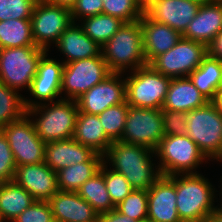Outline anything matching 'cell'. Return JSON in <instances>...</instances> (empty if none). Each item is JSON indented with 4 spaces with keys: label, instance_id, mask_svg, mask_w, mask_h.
<instances>
[{
    "label": "cell",
    "instance_id": "cell-40",
    "mask_svg": "<svg viewBox=\"0 0 222 222\" xmlns=\"http://www.w3.org/2000/svg\"><path fill=\"white\" fill-rule=\"evenodd\" d=\"M164 135H185L187 119L185 112L162 110Z\"/></svg>",
    "mask_w": 222,
    "mask_h": 222
},
{
    "label": "cell",
    "instance_id": "cell-21",
    "mask_svg": "<svg viewBox=\"0 0 222 222\" xmlns=\"http://www.w3.org/2000/svg\"><path fill=\"white\" fill-rule=\"evenodd\" d=\"M143 51L147 64L171 49L182 35L166 24L150 19L145 13L140 18Z\"/></svg>",
    "mask_w": 222,
    "mask_h": 222
},
{
    "label": "cell",
    "instance_id": "cell-14",
    "mask_svg": "<svg viewBox=\"0 0 222 222\" xmlns=\"http://www.w3.org/2000/svg\"><path fill=\"white\" fill-rule=\"evenodd\" d=\"M48 52L41 58L37 73L32 80L30 95L35 99H26L24 97V105L26 110L44 103L56 102L63 99L61 95L62 71L64 63L56 61L53 58H47ZM62 97V98H61ZM39 101H35V100ZM56 99V100H55ZM45 101V102H44ZM47 101V102H46Z\"/></svg>",
    "mask_w": 222,
    "mask_h": 222
},
{
    "label": "cell",
    "instance_id": "cell-2",
    "mask_svg": "<svg viewBox=\"0 0 222 222\" xmlns=\"http://www.w3.org/2000/svg\"><path fill=\"white\" fill-rule=\"evenodd\" d=\"M200 173L176 175V208L183 222H209L216 211L215 189Z\"/></svg>",
    "mask_w": 222,
    "mask_h": 222
},
{
    "label": "cell",
    "instance_id": "cell-5",
    "mask_svg": "<svg viewBox=\"0 0 222 222\" xmlns=\"http://www.w3.org/2000/svg\"><path fill=\"white\" fill-rule=\"evenodd\" d=\"M161 175L198 173L204 160H209L196 143L185 135H165L155 150Z\"/></svg>",
    "mask_w": 222,
    "mask_h": 222
},
{
    "label": "cell",
    "instance_id": "cell-42",
    "mask_svg": "<svg viewBox=\"0 0 222 222\" xmlns=\"http://www.w3.org/2000/svg\"><path fill=\"white\" fill-rule=\"evenodd\" d=\"M99 222H139L129 216L123 215L115 208L109 212L101 213Z\"/></svg>",
    "mask_w": 222,
    "mask_h": 222
},
{
    "label": "cell",
    "instance_id": "cell-11",
    "mask_svg": "<svg viewBox=\"0 0 222 222\" xmlns=\"http://www.w3.org/2000/svg\"><path fill=\"white\" fill-rule=\"evenodd\" d=\"M162 110L129 106L119 141L156 150L164 135Z\"/></svg>",
    "mask_w": 222,
    "mask_h": 222
},
{
    "label": "cell",
    "instance_id": "cell-28",
    "mask_svg": "<svg viewBox=\"0 0 222 222\" xmlns=\"http://www.w3.org/2000/svg\"><path fill=\"white\" fill-rule=\"evenodd\" d=\"M188 77L195 87L211 101L216 91L222 86V61L207 54L199 67Z\"/></svg>",
    "mask_w": 222,
    "mask_h": 222
},
{
    "label": "cell",
    "instance_id": "cell-10",
    "mask_svg": "<svg viewBox=\"0 0 222 222\" xmlns=\"http://www.w3.org/2000/svg\"><path fill=\"white\" fill-rule=\"evenodd\" d=\"M207 55V47L200 42L181 38L171 49L154 58L149 65L164 76L187 77Z\"/></svg>",
    "mask_w": 222,
    "mask_h": 222
},
{
    "label": "cell",
    "instance_id": "cell-6",
    "mask_svg": "<svg viewBox=\"0 0 222 222\" xmlns=\"http://www.w3.org/2000/svg\"><path fill=\"white\" fill-rule=\"evenodd\" d=\"M47 52L37 46L1 48L0 82L16 91L29 90L39 62Z\"/></svg>",
    "mask_w": 222,
    "mask_h": 222
},
{
    "label": "cell",
    "instance_id": "cell-9",
    "mask_svg": "<svg viewBox=\"0 0 222 222\" xmlns=\"http://www.w3.org/2000/svg\"><path fill=\"white\" fill-rule=\"evenodd\" d=\"M111 73L102 54L64 64L61 94L63 92L66 96L63 99L76 101Z\"/></svg>",
    "mask_w": 222,
    "mask_h": 222
},
{
    "label": "cell",
    "instance_id": "cell-35",
    "mask_svg": "<svg viewBox=\"0 0 222 222\" xmlns=\"http://www.w3.org/2000/svg\"><path fill=\"white\" fill-rule=\"evenodd\" d=\"M103 14L119 18L124 23L140 20L144 12L135 0H103Z\"/></svg>",
    "mask_w": 222,
    "mask_h": 222
},
{
    "label": "cell",
    "instance_id": "cell-15",
    "mask_svg": "<svg viewBox=\"0 0 222 222\" xmlns=\"http://www.w3.org/2000/svg\"><path fill=\"white\" fill-rule=\"evenodd\" d=\"M122 74L112 72L79 97L76 100L79 112L99 115L105 109L125 102L126 82Z\"/></svg>",
    "mask_w": 222,
    "mask_h": 222
},
{
    "label": "cell",
    "instance_id": "cell-48",
    "mask_svg": "<svg viewBox=\"0 0 222 222\" xmlns=\"http://www.w3.org/2000/svg\"><path fill=\"white\" fill-rule=\"evenodd\" d=\"M214 160L222 162V148H221L220 154Z\"/></svg>",
    "mask_w": 222,
    "mask_h": 222
},
{
    "label": "cell",
    "instance_id": "cell-23",
    "mask_svg": "<svg viewBox=\"0 0 222 222\" xmlns=\"http://www.w3.org/2000/svg\"><path fill=\"white\" fill-rule=\"evenodd\" d=\"M56 47L64 56V64L101 55V47L76 22H72L59 37Z\"/></svg>",
    "mask_w": 222,
    "mask_h": 222
},
{
    "label": "cell",
    "instance_id": "cell-3",
    "mask_svg": "<svg viewBox=\"0 0 222 222\" xmlns=\"http://www.w3.org/2000/svg\"><path fill=\"white\" fill-rule=\"evenodd\" d=\"M101 54L111 72L123 73L148 65L144 56L140 20L124 23L102 47Z\"/></svg>",
    "mask_w": 222,
    "mask_h": 222
},
{
    "label": "cell",
    "instance_id": "cell-20",
    "mask_svg": "<svg viewBox=\"0 0 222 222\" xmlns=\"http://www.w3.org/2000/svg\"><path fill=\"white\" fill-rule=\"evenodd\" d=\"M48 203L55 222H99V213L77 192L59 190Z\"/></svg>",
    "mask_w": 222,
    "mask_h": 222
},
{
    "label": "cell",
    "instance_id": "cell-36",
    "mask_svg": "<svg viewBox=\"0 0 222 222\" xmlns=\"http://www.w3.org/2000/svg\"><path fill=\"white\" fill-rule=\"evenodd\" d=\"M108 162L104 163V179L110 199L116 206L123 201L133 190L129 182L122 174H119L111 168H107Z\"/></svg>",
    "mask_w": 222,
    "mask_h": 222
},
{
    "label": "cell",
    "instance_id": "cell-47",
    "mask_svg": "<svg viewBox=\"0 0 222 222\" xmlns=\"http://www.w3.org/2000/svg\"><path fill=\"white\" fill-rule=\"evenodd\" d=\"M209 222H222V213L216 209V211L211 215Z\"/></svg>",
    "mask_w": 222,
    "mask_h": 222
},
{
    "label": "cell",
    "instance_id": "cell-29",
    "mask_svg": "<svg viewBox=\"0 0 222 222\" xmlns=\"http://www.w3.org/2000/svg\"><path fill=\"white\" fill-rule=\"evenodd\" d=\"M77 193L86 200L99 215L115 208L105 184L104 163L101 165L100 171L82 184Z\"/></svg>",
    "mask_w": 222,
    "mask_h": 222
},
{
    "label": "cell",
    "instance_id": "cell-26",
    "mask_svg": "<svg viewBox=\"0 0 222 222\" xmlns=\"http://www.w3.org/2000/svg\"><path fill=\"white\" fill-rule=\"evenodd\" d=\"M103 155L95 153L87 162L76 163L56 172L60 191L77 192L82 184L100 171Z\"/></svg>",
    "mask_w": 222,
    "mask_h": 222
},
{
    "label": "cell",
    "instance_id": "cell-30",
    "mask_svg": "<svg viewBox=\"0 0 222 222\" xmlns=\"http://www.w3.org/2000/svg\"><path fill=\"white\" fill-rule=\"evenodd\" d=\"M25 46H36L31 19L0 21V49Z\"/></svg>",
    "mask_w": 222,
    "mask_h": 222
},
{
    "label": "cell",
    "instance_id": "cell-12",
    "mask_svg": "<svg viewBox=\"0 0 222 222\" xmlns=\"http://www.w3.org/2000/svg\"><path fill=\"white\" fill-rule=\"evenodd\" d=\"M1 131L7 137L16 167L45 161L46 143L36 134L32 119L27 114L4 126Z\"/></svg>",
    "mask_w": 222,
    "mask_h": 222
},
{
    "label": "cell",
    "instance_id": "cell-38",
    "mask_svg": "<svg viewBox=\"0 0 222 222\" xmlns=\"http://www.w3.org/2000/svg\"><path fill=\"white\" fill-rule=\"evenodd\" d=\"M12 222H55L48 201H34Z\"/></svg>",
    "mask_w": 222,
    "mask_h": 222
},
{
    "label": "cell",
    "instance_id": "cell-33",
    "mask_svg": "<svg viewBox=\"0 0 222 222\" xmlns=\"http://www.w3.org/2000/svg\"><path fill=\"white\" fill-rule=\"evenodd\" d=\"M129 105L127 102L109 107L98 115L106 135L112 141H119L124 130Z\"/></svg>",
    "mask_w": 222,
    "mask_h": 222
},
{
    "label": "cell",
    "instance_id": "cell-17",
    "mask_svg": "<svg viewBox=\"0 0 222 222\" xmlns=\"http://www.w3.org/2000/svg\"><path fill=\"white\" fill-rule=\"evenodd\" d=\"M13 181L24 187L35 201H49L59 191L56 172L45 162L17 166Z\"/></svg>",
    "mask_w": 222,
    "mask_h": 222
},
{
    "label": "cell",
    "instance_id": "cell-44",
    "mask_svg": "<svg viewBox=\"0 0 222 222\" xmlns=\"http://www.w3.org/2000/svg\"><path fill=\"white\" fill-rule=\"evenodd\" d=\"M43 1L56 6L66 7L70 10L76 2V0H43Z\"/></svg>",
    "mask_w": 222,
    "mask_h": 222
},
{
    "label": "cell",
    "instance_id": "cell-45",
    "mask_svg": "<svg viewBox=\"0 0 222 222\" xmlns=\"http://www.w3.org/2000/svg\"><path fill=\"white\" fill-rule=\"evenodd\" d=\"M217 110L222 114V86L215 93L214 98L211 100Z\"/></svg>",
    "mask_w": 222,
    "mask_h": 222
},
{
    "label": "cell",
    "instance_id": "cell-19",
    "mask_svg": "<svg viewBox=\"0 0 222 222\" xmlns=\"http://www.w3.org/2000/svg\"><path fill=\"white\" fill-rule=\"evenodd\" d=\"M221 30L222 0H204L182 37L207 47Z\"/></svg>",
    "mask_w": 222,
    "mask_h": 222
},
{
    "label": "cell",
    "instance_id": "cell-37",
    "mask_svg": "<svg viewBox=\"0 0 222 222\" xmlns=\"http://www.w3.org/2000/svg\"><path fill=\"white\" fill-rule=\"evenodd\" d=\"M38 0H0V21L31 19Z\"/></svg>",
    "mask_w": 222,
    "mask_h": 222
},
{
    "label": "cell",
    "instance_id": "cell-34",
    "mask_svg": "<svg viewBox=\"0 0 222 222\" xmlns=\"http://www.w3.org/2000/svg\"><path fill=\"white\" fill-rule=\"evenodd\" d=\"M148 190L133 189L115 209L139 222L147 221Z\"/></svg>",
    "mask_w": 222,
    "mask_h": 222
},
{
    "label": "cell",
    "instance_id": "cell-32",
    "mask_svg": "<svg viewBox=\"0 0 222 222\" xmlns=\"http://www.w3.org/2000/svg\"><path fill=\"white\" fill-rule=\"evenodd\" d=\"M24 97L0 82V130L26 114Z\"/></svg>",
    "mask_w": 222,
    "mask_h": 222
},
{
    "label": "cell",
    "instance_id": "cell-1",
    "mask_svg": "<svg viewBox=\"0 0 222 222\" xmlns=\"http://www.w3.org/2000/svg\"><path fill=\"white\" fill-rule=\"evenodd\" d=\"M153 155L155 151L145 146L113 141L103 161L111 163V170L122 174L133 189L148 190L161 176L158 165L154 167L152 162Z\"/></svg>",
    "mask_w": 222,
    "mask_h": 222
},
{
    "label": "cell",
    "instance_id": "cell-25",
    "mask_svg": "<svg viewBox=\"0 0 222 222\" xmlns=\"http://www.w3.org/2000/svg\"><path fill=\"white\" fill-rule=\"evenodd\" d=\"M73 138L95 153L104 155L112 140L106 135L98 115L79 112L76 117Z\"/></svg>",
    "mask_w": 222,
    "mask_h": 222
},
{
    "label": "cell",
    "instance_id": "cell-31",
    "mask_svg": "<svg viewBox=\"0 0 222 222\" xmlns=\"http://www.w3.org/2000/svg\"><path fill=\"white\" fill-rule=\"evenodd\" d=\"M83 20V25L79 24L83 32L94 42L102 47L124 24L119 18L98 14Z\"/></svg>",
    "mask_w": 222,
    "mask_h": 222
},
{
    "label": "cell",
    "instance_id": "cell-49",
    "mask_svg": "<svg viewBox=\"0 0 222 222\" xmlns=\"http://www.w3.org/2000/svg\"><path fill=\"white\" fill-rule=\"evenodd\" d=\"M222 187V186H221ZM221 191H222V189H221ZM221 196H222V192H221ZM221 205V207H217L216 209L220 212V213H222V201H221V203H220Z\"/></svg>",
    "mask_w": 222,
    "mask_h": 222
},
{
    "label": "cell",
    "instance_id": "cell-16",
    "mask_svg": "<svg viewBox=\"0 0 222 222\" xmlns=\"http://www.w3.org/2000/svg\"><path fill=\"white\" fill-rule=\"evenodd\" d=\"M148 222H182L176 208V175H161L148 189Z\"/></svg>",
    "mask_w": 222,
    "mask_h": 222
},
{
    "label": "cell",
    "instance_id": "cell-39",
    "mask_svg": "<svg viewBox=\"0 0 222 222\" xmlns=\"http://www.w3.org/2000/svg\"><path fill=\"white\" fill-rule=\"evenodd\" d=\"M16 163L7 137L0 130V183L14 179Z\"/></svg>",
    "mask_w": 222,
    "mask_h": 222
},
{
    "label": "cell",
    "instance_id": "cell-18",
    "mask_svg": "<svg viewBox=\"0 0 222 222\" xmlns=\"http://www.w3.org/2000/svg\"><path fill=\"white\" fill-rule=\"evenodd\" d=\"M204 0H157L144 13L152 20L166 24L181 35L196 16Z\"/></svg>",
    "mask_w": 222,
    "mask_h": 222
},
{
    "label": "cell",
    "instance_id": "cell-22",
    "mask_svg": "<svg viewBox=\"0 0 222 222\" xmlns=\"http://www.w3.org/2000/svg\"><path fill=\"white\" fill-rule=\"evenodd\" d=\"M95 152L74 138L46 143L45 163L55 172L75 165L87 162Z\"/></svg>",
    "mask_w": 222,
    "mask_h": 222
},
{
    "label": "cell",
    "instance_id": "cell-7",
    "mask_svg": "<svg viewBox=\"0 0 222 222\" xmlns=\"http://www.w3.org/2000/svg\"><path fill=\"white\" fill-rule=\"evenodd\" d=\"M131 73L125 78L127 104L137 108L161 110L171 78L155 71L149 64Z\"/></svg>",
    "mask_w": 222,
    "mask_h": 222
},
{
    "label": "cell",
    "instance_id": "cell-8",
    "mask_svg": "<svg viewBox=\"0 0 222 222\" xmlns=\"http://www.w3.org/2000/svg\"><path fill=\"white\" fill-rule=\"evenodd\" d=\"M186 119V135L210 161L214 160L222 148V114L209 101L204 106L187 112Z\"/></svg>",
    "mask_w": 222,
    "mask_h": 222
},
{
    "label": "cell",
    "instance_id": "cell-13",
    "mask_svg": "<svg viewBox=\"0 0 222 222\" xmlns=\"http://www.w3.org/2000/svg\"><path fill=\"white\" fill-rule=\"evenodd\" d=\"M72 22L70 9L38 0L31 17L35 45L49 51L50 44H56Z\"/></svg>",
    "mask_w": 222,
    "mask_h": 222
},
{
    "label": "cell",
    "instance_id": "cell-43",
    "mask_svg": "<svg viewBox=\"0 0 222 222\" xmlns=\"http://www.w3.org/2000/svg\"><path fill=\"white\" fill-rule=\"evenodd\" d=\"M207 54L219 61H222V30L213 38L207 46Z\"/></svg>",
    "mask_w": 222,
    "mask_h": 222
},
{
    "label": "cell",
    "instance_id": "cell-41",
    "mask_svg": "<svg viewBox=\"0 0 222 222\" xmlns=\"http://www.w3.org/2000/svg\"><path fill=\"white\" fill-rule=\"evenodd\" d=\"M98 14H103V0H76L71 8L73 22L82 21V19Z\"/></svg>",
    "mask_w": 222,
    "mask_h": 222
},
{
    "label": "cell",
    "instance_id": "cell-24",
    "mask_svg": "<svg viewBox=\"0 0 222 222\" xmlns=\"http://www.w3.org/2000/svg\"><path fill=\"white\" fill-rule=\"evenodd\" d=\"M209 100L195 87L189 77L172 78L161 110L189 112L204 106Z\"/></svg>",
    "mask_w": 222,
    "mask_h": 222
},
{
    "label": "cell",
    "instance_id": "cell-27",
    "mask_svg": "<svg viewBox=\"0 0 222 222\" xmlns=\"http://www.w3.org/2000/svg\"><path fill=\"white\" fill-rule=\"evenodd\" d=\"M35 199L14 181L0 183V222H12Z\"/></svg>",
    "mask_w": 222,
    "mask_h": 222
},
{
    "label": "cell",
    "instance_id": "cell-46",
    "mask_svg": "<svg viewBox=\"0 0 222 222\" xmlns=\"http://www.w3.org/2000/svg\"><path fill=\"white\" fill-rule=\"evenodd\" d=\"M140 9L145 12L157 0H135Z\"/></svg>",
    "mask_w": 222,
    "mask_h": 222
},
{
    "label": "cell",
    "instance_id": "cell-4",
    "mask_svg": "<svg viewBox=\"0 0 222 222\" xmlns=\"http://www.w3.org/2000/svg\"><path fill=\"white\" fill-rule=\"evenodd\" d=\"M78 111L75 100L61 99L34 106L26 114L32 117L36 134L42 141L49 143L73 138Z\"/></svg>",
    "mask_w": 222,
    "mask_h": 222
}]
</instances>
